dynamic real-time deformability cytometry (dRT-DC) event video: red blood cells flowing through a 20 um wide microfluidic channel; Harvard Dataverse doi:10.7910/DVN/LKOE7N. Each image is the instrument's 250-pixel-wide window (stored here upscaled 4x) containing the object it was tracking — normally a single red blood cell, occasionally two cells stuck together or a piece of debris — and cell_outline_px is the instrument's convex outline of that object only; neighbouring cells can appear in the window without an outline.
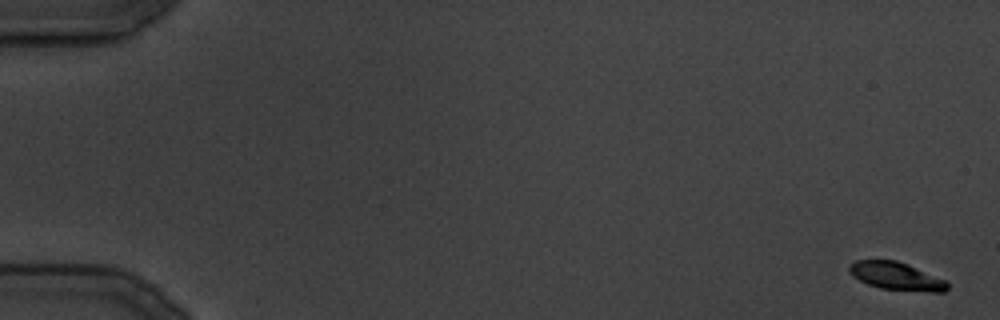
{"species": "common noctule bat (a hibernating species)", "species_latin": "Nyctalus noctula", "temperature_condition": "cold", "stored_images_in_passage": 20, "camera_frame_rate_fps": 3000, "um_per_image_px": 0.085, "animal": {"sex": "male", "body_mass_g": 19.5, "forearm_length_mm": 54.6}, "frame": {"image": 1, "passage_image": 1, "time_ms": 0.0, "image_size_px": [1000, 320], "cell_outline_px": [[948, 288], [944, 292], [932, 292], [880, 288], [868, 284], [852, 276], [848, 268], [856, 260], [896, 260], [908, 264], [944, 280], [948, 284]], "centroid_in_image_um": [76.18, 23.47], "position_along_channel_um": 8.8, "area_um2": 15.66}}
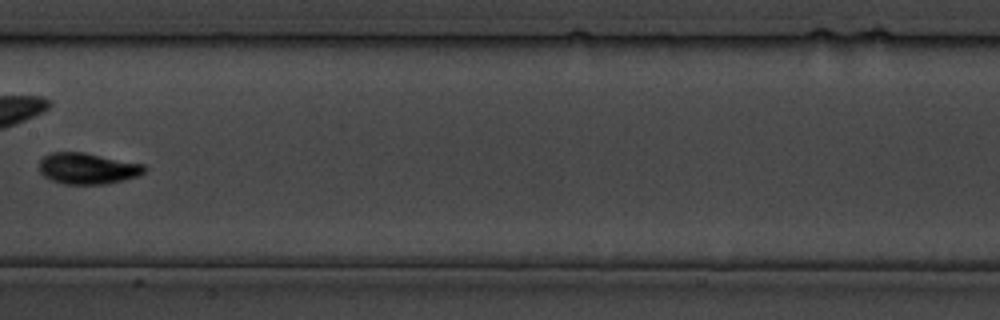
{"frame": {"image": 2, "passage_image": 19, "time_ms": 22.0, "image_size_px": [1000, 320], "cell_outline_px": [[148, 168], [144, 172], [136, 176], [124, 180], [104, 184], [64, 184], [52, 180], [44, 176], [40, 172], [40, 160], [44, 156], [52, 152], [84, 152], [144, 164]], "centroid_in_image_um": [7.45, 14.31], "position_along_channel_um": 199.9, "area_um2": 19.07}}